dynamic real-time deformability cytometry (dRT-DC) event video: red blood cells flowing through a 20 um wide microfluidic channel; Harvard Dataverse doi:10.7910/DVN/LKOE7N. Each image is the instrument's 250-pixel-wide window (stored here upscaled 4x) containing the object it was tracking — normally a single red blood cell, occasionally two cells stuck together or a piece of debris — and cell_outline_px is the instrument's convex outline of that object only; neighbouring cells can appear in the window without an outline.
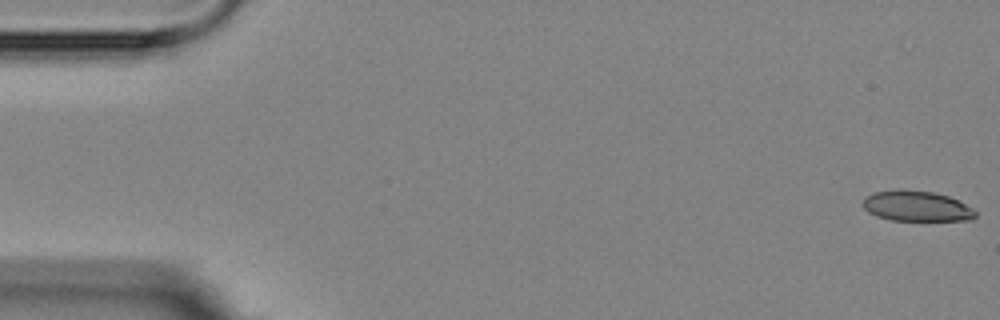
{"species": "Egyptian fruit bat (a non-hibernating species)", "species_latin": "Rousettus aegyptiacus", "temperature_condition": "room temperature", "stored_images_in_passage": 5, "camera_frame_rate_fps": 3000, "um_per_image_px": 0.085, "animal": {"sex": "female"}, "frame": {"image": 1, "passage_image": 1, "time_ms": 0.0, "image_size_px": [1000, 320], "cell_outline_px": [[976, 216], [972, 220], [892, 220], [876, 216], [868, 212], [860, 204], [864, 196], [872, 192], [900, 188], [932, 192], [948, 196], [972, 208], [976, 212]], "centroid_in_image_um": [77.83, 17.5], "position_along_channel_um": 7.2, "area_um2": 20.17}}
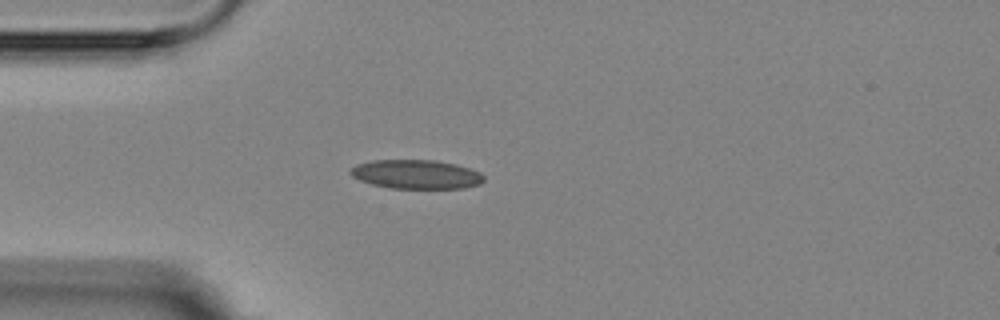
{"frame": {"image": 2, "passage_image": 4, "time_ms": 4.667, "image_size_px": [1000, 320], "cell_outline_px": [[484, 180], [480, 184], [464, 188], [388, 188], [372, 184], [360, 180], [352, 176], [348, 172], [356, 164], [372, 160], [436, 160], [456, 164], [480, 172], [484, 176]], "centroid_in_image_um": [35.37, 14.81], "position_along_channel_um": 49.6, "area_um2": 22.6}}